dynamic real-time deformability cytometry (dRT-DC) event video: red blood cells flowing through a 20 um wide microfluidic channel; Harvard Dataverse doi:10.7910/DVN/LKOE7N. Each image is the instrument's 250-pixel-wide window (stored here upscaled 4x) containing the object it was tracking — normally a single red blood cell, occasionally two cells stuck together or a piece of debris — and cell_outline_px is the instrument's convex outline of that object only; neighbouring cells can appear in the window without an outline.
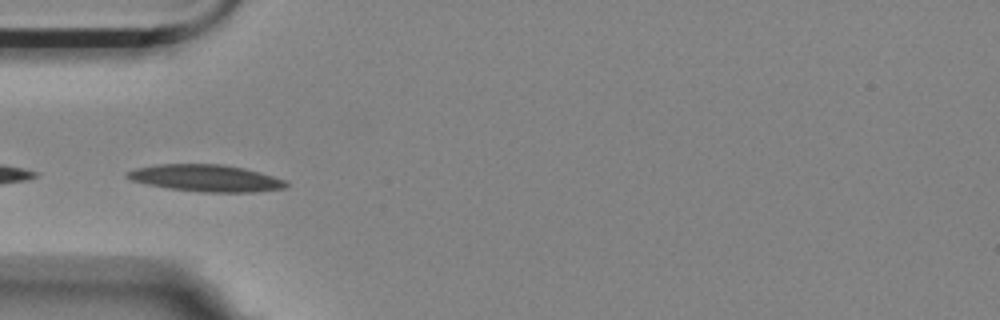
{"species": "Egyptian fruit bat (a non-hibernating species)", "species_latin": "Rousettus aegyptiacus", "temperature_condition": "room temperature", "stored_images_in_passage": 14, "camera_frame_rate_fps": 3000, "um_per_image_px": 0.085, "animal": {"sex": "female"}, "frame": {"image": 1, "passage_image": 1, "time_ms": 0.0, "image_size_px": [1000, 320], "cell_outline_px": [[288, 184], [284, 188], [256, 192], [200, 192], [168, 188], [148, 184], [132, 180], [124, 176], [124, 172], [136, 168], [156, 164], [220, 164], [244, 168], [260, 172], [288, 180]], "centroid_in_image_um": [17.51, 15.14], "position_along_channel_um": 67.5, "area_um2": 25.03}}
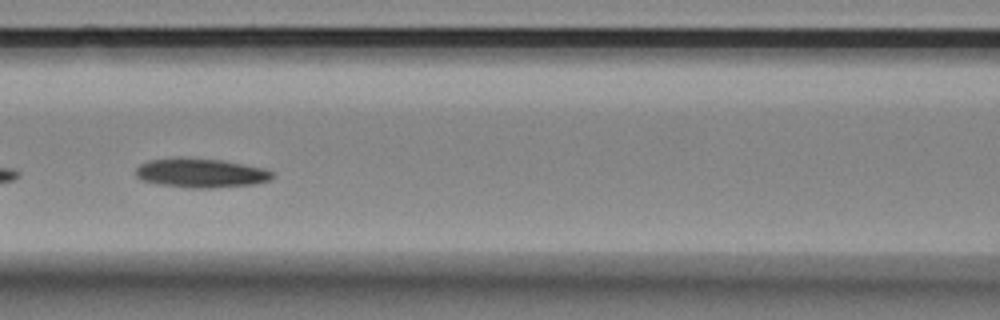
{"frame": {"image": 2, "passage_image": 8, "time_ms": 2.333, "image_size_px": [1000, 320], "cell_outline_px": [[276, 172], [268, 180], [256, 184], [212, 188], [192, 188], [160, 184], [140, 180], [136, 176], [136, 168], [140, 164], [148, 160], [220, 160], [244, 164], [264, 168]], "centroid_in_image_um": [17.12, 14.74], "position_along_channel_um": 149.5, "area_um2": 22.48}}